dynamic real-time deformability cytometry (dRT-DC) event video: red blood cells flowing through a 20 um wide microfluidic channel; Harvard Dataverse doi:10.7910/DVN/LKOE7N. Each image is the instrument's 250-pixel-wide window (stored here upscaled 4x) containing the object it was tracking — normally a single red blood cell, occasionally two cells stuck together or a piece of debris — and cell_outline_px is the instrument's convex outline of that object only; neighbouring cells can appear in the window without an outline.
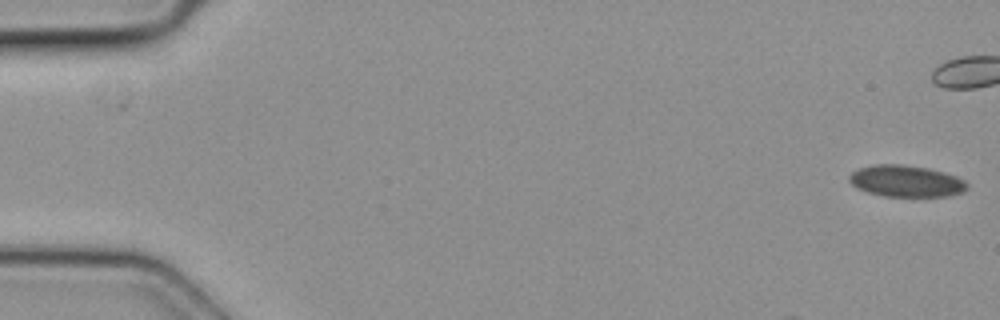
{"species": "common noctule bat (a hibernating species)", "species_latin": "Nyctalus noctula", "temperature_condition": "cold", "stored_images_in_passage": 3, "camera_frame_rate_fps": 3000, "um_per_image_px": 0.085, "animal": {"sex": "female", "body_mass_g": 19.3, "forearm_length_mm": 54.1}, "frame": {"image": 1, "passage_image": 1, "time_ms": 0.0, "image_size_px": [1000, 320], "cell_outline_px": [[968, 188], [964, 192], [948, 196], [884, 196], [868, 192], [856, 188], [848, 180], [848, 176], [852, 172], [860, 168], [872, 164], [904, 164], [928, 168], [944, 172], [956, 176], [964, 180], [968, 184]], "centroid_in_image_um": [77.02, 15.39], "position_along_channel_um": 8.0, "area_um2": 21.85}}